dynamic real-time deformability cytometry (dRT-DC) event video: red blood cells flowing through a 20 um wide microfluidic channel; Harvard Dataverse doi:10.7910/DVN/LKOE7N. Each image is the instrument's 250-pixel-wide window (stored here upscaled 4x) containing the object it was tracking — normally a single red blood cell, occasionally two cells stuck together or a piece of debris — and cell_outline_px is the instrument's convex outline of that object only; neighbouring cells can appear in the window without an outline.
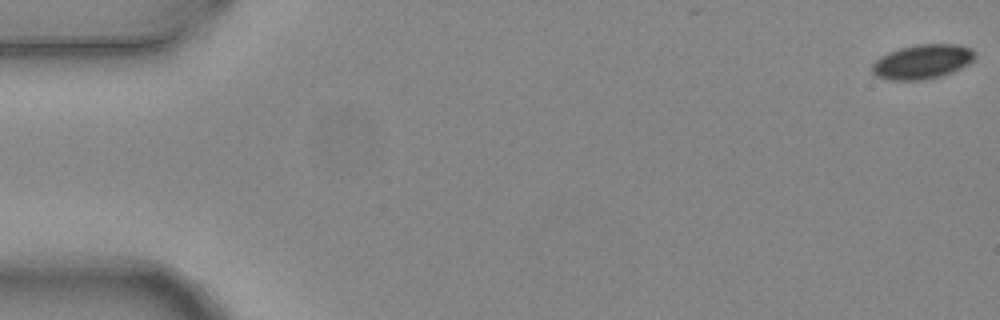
{"species": "common noctule bat (a hibernating species)", "species_latin": "Nyctalus noctula", "temperature_condition": "warm", "stored_images_in_passage": 5, "camera_frame_rate_fps": 3000, "um_per_image_px": 0.085, "animal": {"sex": "female", "body_mass_g": 24.6, "forearm_length_mm": 56.2}, "frame": {"image": 1, "passage_image": 1, "time_ms": 0.0, "image_size_px": [1000, 320], "cell_outline_px": [[976, 56], [968, 64], [960, 68], [940, 76], [920, 80], [888, 80], [876, 76], [872, 72], [872, 64], [880, 56], [888, 52], [900, 48], [916, 44], [956, 44], [972, 48], [976, 52]], "centroid_in_image_um": [78.39, 5.23], "position_along_channel_um": 6.6, "area_um2": 20.63}}
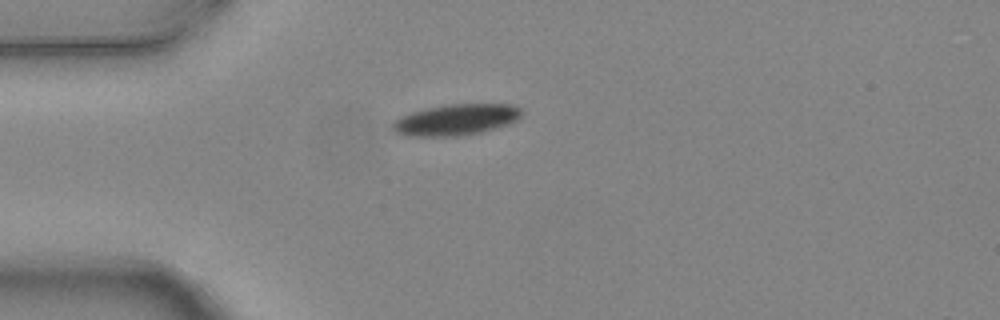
{"frame": {"image": 2, "passage_image": 5, "time_ms": 1.333, "image_size_px": [1000, 320], "cell_outline_px": [[524, 112], [516, 120], [508, 124], [496, 128], [480, 132], [460, 136], [404, 136], [392, 132], [392, 120], [400, 116], [412, 112], [428, 108], [448, 104], [512, 104], [520, 108]], "centroid_in_image_um": [38.72, 10.18], "position_along_channel_um": 46.3, "area_um2": 23.58}}